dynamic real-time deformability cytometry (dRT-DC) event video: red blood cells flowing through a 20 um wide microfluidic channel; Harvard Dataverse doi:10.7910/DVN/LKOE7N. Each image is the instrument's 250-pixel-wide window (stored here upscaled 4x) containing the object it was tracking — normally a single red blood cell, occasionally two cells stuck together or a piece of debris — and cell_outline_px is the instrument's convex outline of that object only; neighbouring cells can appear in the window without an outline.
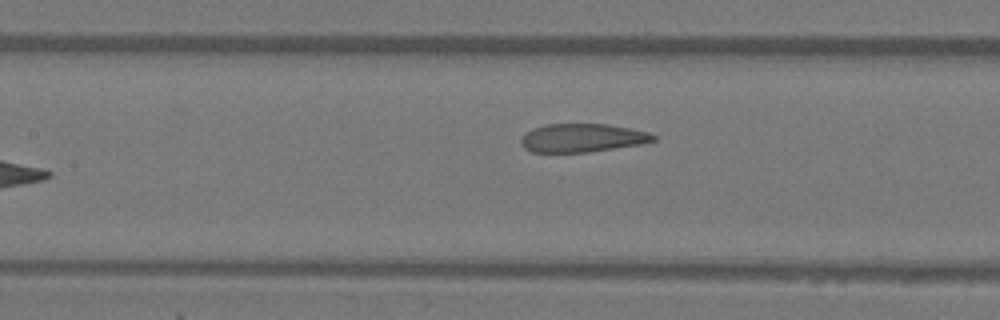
{"species": "Egyptian fruit bat (a non-hibernating species)", "species_latin": "Rousettus aegyptiacus", "temperature_condition": "warm", "stored_images_in_passage": 8, "camera_frame_rate_fps": 3000, "um_per_image_px": 0.085, "animal": {"sex": "female"}, "frame": {"image": 1, "passage_image": 7, "time_ms": 2.0, "image_size_px": [1000, 320], "cell_outline_px": [[656, 140], [640, 144], [588, 152], [532, 152], [524, 148], [520, 144], [520, 140], [532, 128], [544, 124], [608, 124], [648, 132], [656, 136]], "centroid_in_image_um": [49.47, 11.72], "position_along_channel_um": 157.9, "area_um2": 21.79}}
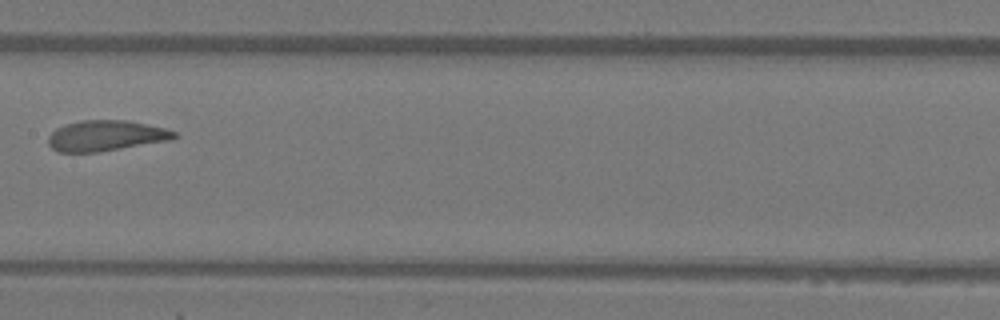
{"frame": {"image": 2, "passage_image": 8, "time_ms": 2.333, "image_size_px": [1000, 320], "cell_outline_px": [[180, 136], [172, 140], [100, 152], [56, 152], [48, 144], [48, 136], [56, 128], [64, 124], [80, 120], [128, 120], [164, 128], [176, 132]], "centroid_in_image_um": [9.0, 11.54], "position_along_channel_um": 198.4, "area_um2": 22.77}}